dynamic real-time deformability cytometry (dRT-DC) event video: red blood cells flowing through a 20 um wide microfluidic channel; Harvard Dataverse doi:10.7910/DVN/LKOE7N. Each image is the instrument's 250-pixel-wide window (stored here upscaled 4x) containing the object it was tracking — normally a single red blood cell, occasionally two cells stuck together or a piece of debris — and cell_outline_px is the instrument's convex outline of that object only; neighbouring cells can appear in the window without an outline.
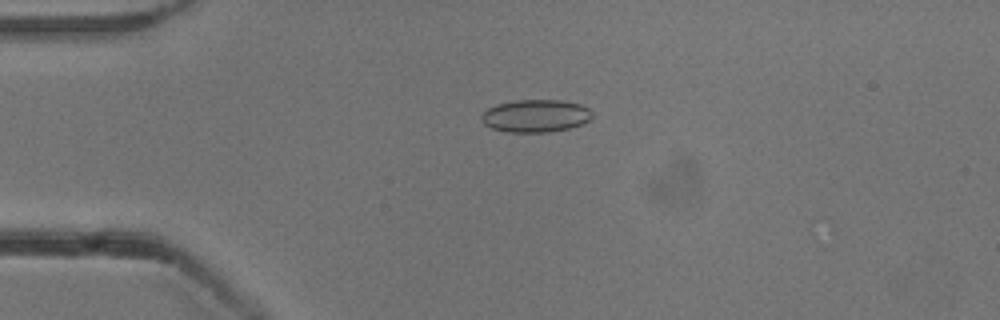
{"species": "common noctule bat (a hibernating species)", "species_latin": "Nyctalus noctula", "temperature_condition": "cold", "stored_images_in_passage": 44, "camera_frame_rate_fps": 3000, "um_per_image_px": 0.085, "animal": {"sex": "male", "body_mass_g": 13.3}, "frame": {"image": 1, "passage_image": 4, "time_ms": 1.0, "image_size_px": [1000, 320], "cell_outline_px": [[592, 116], [584, 124], [568, 128], [548, 132], [508, 132], [492, 128], [484, 124], [480, 120], [480, 116], [488, 108], [496, 104], [516, 100], [560, 100], [580, 104], [588, 108], [592, 112]], "centroid_in_image_um": [45.51, 9.85], "position_along_channel_um": 39.5, "area_um2": 21.1}}
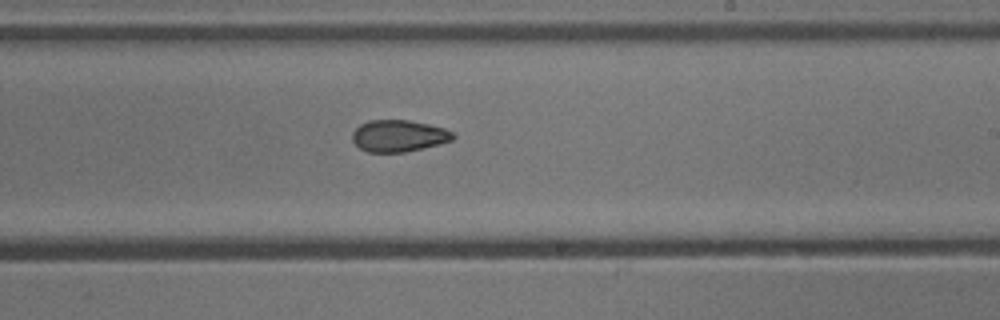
{"frame": {"image": 2, "passage_image": 23, "time_ms": 7.333, "image_size_px": [1000, 320], "cell_outline_px": [[456, 136], [452, 140], [440, 144], [404, 152], [368, 152], [360, 148], [352, 140], [352, 132], [360, 124], [368, 120], [408, 120], [428, 124], [444, 128], [452, 132]], "centroid_in_image_um": [33.88, 11.54], "position_along_channel_um": 255.1, "area_um2": 18.61}}
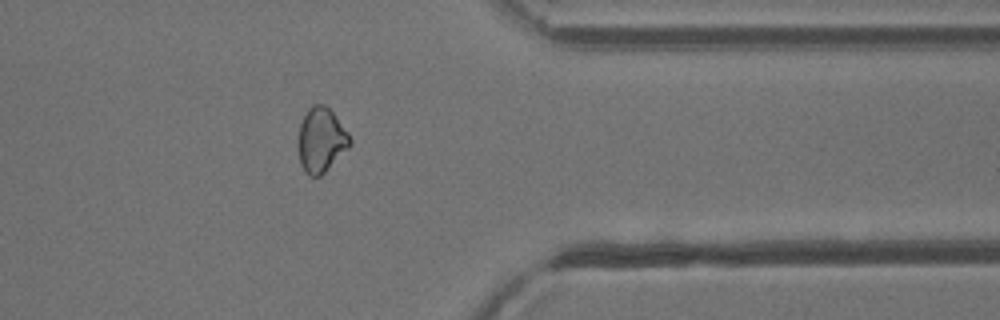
{"frame": {"image": 3, "passage_image": 34, "time_ms": 11.0, "image_size_px": [1000, 320], "cell_outline_px": [[352, 144], [320, 176], [308, 176], [304, 172], [300, 164], [300, 124], [308, 108], [312, 104], [324, 104], [332, 112], [348, 132], [352, 140]], "centroid_in_image_um": [27.32, 11.9], "position_along_channel_um": 384.1, "area_um2": 19.07}, "authors_computed_cell_mechanics": {"area_um2": 19.5653, "velocity_mm_per_s": 3.8643, "shape_relaxation_time_tau1_ms": 3.6087, "shape_relaxation_time_tau2_ms": 3.2182, "deformation_change_tau1": 0.0748, "deformation_change_tau2": 0.0776}}